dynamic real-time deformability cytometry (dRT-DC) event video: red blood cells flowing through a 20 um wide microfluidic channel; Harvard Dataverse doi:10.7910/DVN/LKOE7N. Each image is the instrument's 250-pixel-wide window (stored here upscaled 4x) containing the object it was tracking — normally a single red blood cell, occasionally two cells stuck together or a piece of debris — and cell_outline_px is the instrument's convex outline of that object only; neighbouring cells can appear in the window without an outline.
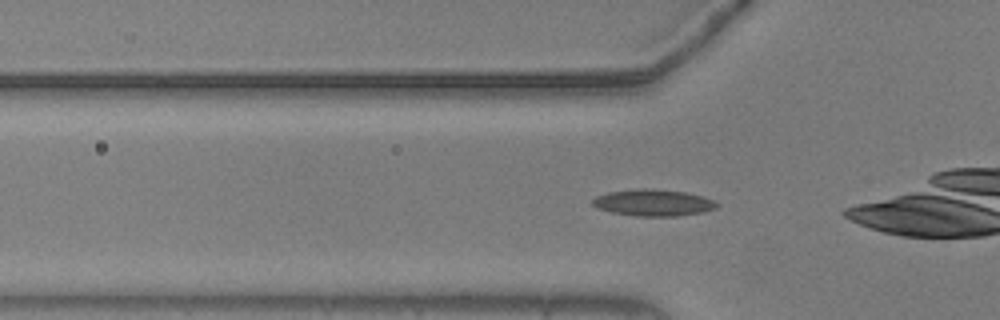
{"species": "common noctule bat (a hibernating species)", "species_latin": "Nyctalus noctula", "temperature_condition": "warm", "stored_images_in_passage": 40, "camera_frame_rate_fps": 3000, "um_per_image_px": 0.085, "animal": {"sex": "male", "body_mass_g": 20.5, "forearm_length_mm": 52.5}, "frame": {"image": 1, "passage_image": 14, "time_ms": 4.333, "image_size_px": [1000, 320], "cell_outline_px": [[720, 204], [716, 208], [704, 212], [676, 216], [636, 216], [612, 212], [596, 208], [592, 204], [592, 200], [596, 196], [608, 192], [640, 188], [644, 188], [684, 192], [700, 196], [712, 200]], "centroid_in_image_um": [55.5, 17.23], "position_along_channel_um": 70.3, "area_um2": 19.13}}
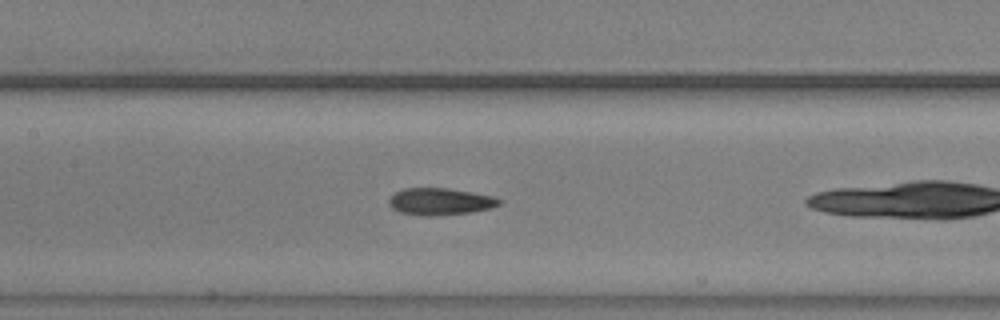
{"frame": {"image": 2, "passage_image": 22, "time_ms": 7.0, "image_size_px": [1000, 320], "cell_outline_px": [[500, 204], [492, 208], [472, 212], [436, 216], [424, 216], [400, 212], [392, 208], [388, 204], [388, 200], [396, 192], [404, 188], [448, 188], [492, 196], [500, 200]], "centroid_in_image_um": [37.39, 17.14], "position_along_channel_um": 170.0, "area_um2": 17.28}}
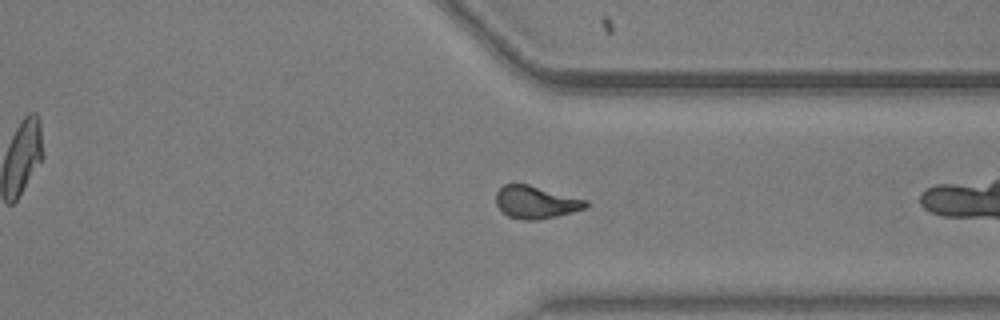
{"frame": {"image": 3, "passage_image": 38, "time_ms": 12.333, "image_size_px": [1000, 320], "cell_outline_px": [[588, 208], [556, 216], [536, 220], [524, 220], [508, 216], [496, 204], [496, 192], [504, 184], [528, 184], [588, 200]], "centroid_in_image_um": [45.57, 17.18], "position_along_channel_um": 365.8, "area_um2": 16.99}}